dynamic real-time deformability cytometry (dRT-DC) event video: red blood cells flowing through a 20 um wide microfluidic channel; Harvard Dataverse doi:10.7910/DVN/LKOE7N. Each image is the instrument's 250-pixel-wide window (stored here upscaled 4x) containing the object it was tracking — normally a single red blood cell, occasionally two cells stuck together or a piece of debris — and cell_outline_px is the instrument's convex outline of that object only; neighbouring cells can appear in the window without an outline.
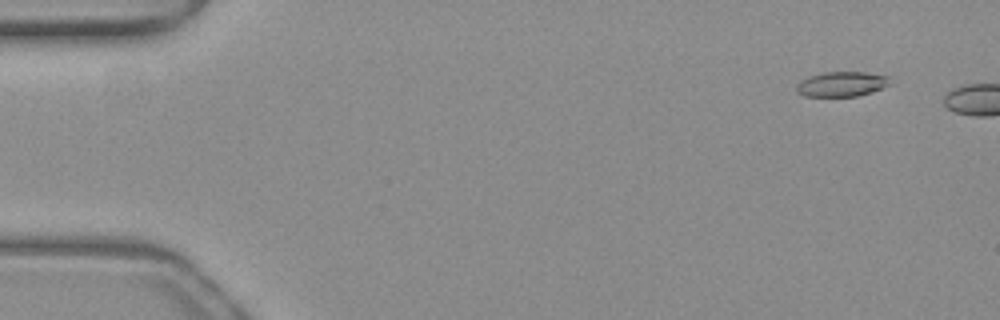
{"species": "common noctule bat (a hibernating species)", "species_latin": "Nyctalus noctula", "temperature_condition": "warm", "stored_images_in_passage": 7, "camera_frame_rate_fps": 3000, "um_per_image_px": 0.085, "animal": {"sex": "female", "body_mass_g": 19.3, "forearm_length_mm": 54.1}, "frame": {"image": 1, "passage_image": 4, "time_ms": 1.0, "image_size_px": [1000, 320], "cell_outline_px": [[892, 84], [872, 92], [856, 96], [804, 96], [796, 92], [796, 84], [800, 80], [808, 76], [824, 72], [864, 72], [888, 76]], "centroid_in_image_um": [71.53, 7.14], "position_along_channel_um": 13.5, "area_um2": 13.7}}